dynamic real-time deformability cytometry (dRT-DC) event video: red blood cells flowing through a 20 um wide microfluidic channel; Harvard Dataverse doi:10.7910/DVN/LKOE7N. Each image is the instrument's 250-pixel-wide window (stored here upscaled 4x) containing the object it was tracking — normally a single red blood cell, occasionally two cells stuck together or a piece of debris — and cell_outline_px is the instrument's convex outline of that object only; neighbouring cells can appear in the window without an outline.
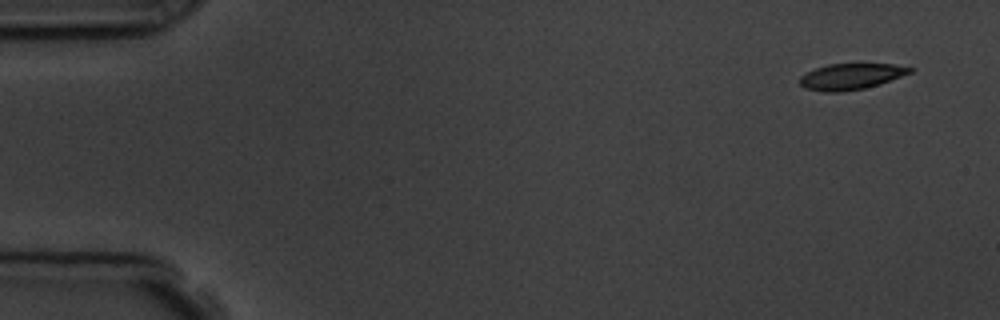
{"species": "common noctule bat (a hibernating species)", "species_latin": "Nyctalus noctula", "temperature_condition": "room temperature", "stored_images_in_passage": 8, "camera_frame_rate_fps": 3000, "um_per_image_px": 0.085, "animal": {"sex": "male", "body_mass_g": 19.5, "forearm_length_mm": 54.6}, "frame": {"image": 1, "passage_image": 1, "time_ms": 0.0, "image_size_px": [1000, 320], "cell_outline_px": [[912, 72], [880, 84], [864, 88], [840, 92], [824, 92], [804, 88], [800, 84], [800, 76], [816, 68], [828, 64], [892, 64], [912, 68]], "centroid_in_image_um": [72.31, 6.51], "position_along_channel_um": 12.7, "area_um2": 16.53}}
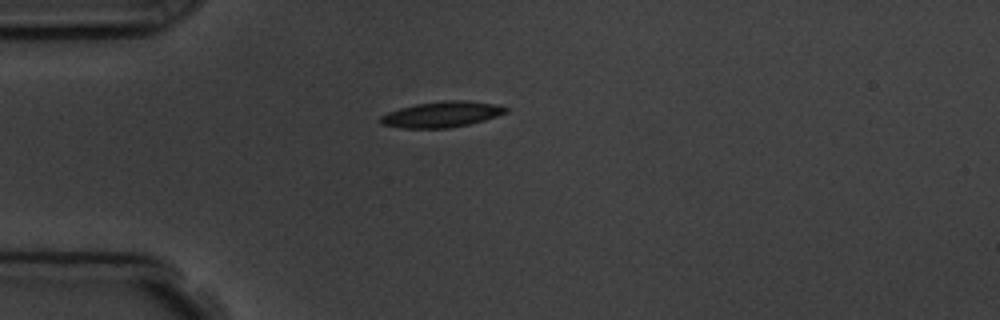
{"frame": {"image": 2, "passage_image": 4, "time_ms": 3.667, "image_size_px": [1000, 320], "cell_outline_px": [[508, 112], [484, 120], [468, 124], [448, 128], [404, 128], [380, 124], [380, 116], [388, 112], [400, 108], [416, 104], [444, 100], [464, 100], [496, 104], [508, 108]], "centroid_in_image_um": [37.54, 9.72], "position_along_channel_um": 47.5, "area_um2": 18.73}}